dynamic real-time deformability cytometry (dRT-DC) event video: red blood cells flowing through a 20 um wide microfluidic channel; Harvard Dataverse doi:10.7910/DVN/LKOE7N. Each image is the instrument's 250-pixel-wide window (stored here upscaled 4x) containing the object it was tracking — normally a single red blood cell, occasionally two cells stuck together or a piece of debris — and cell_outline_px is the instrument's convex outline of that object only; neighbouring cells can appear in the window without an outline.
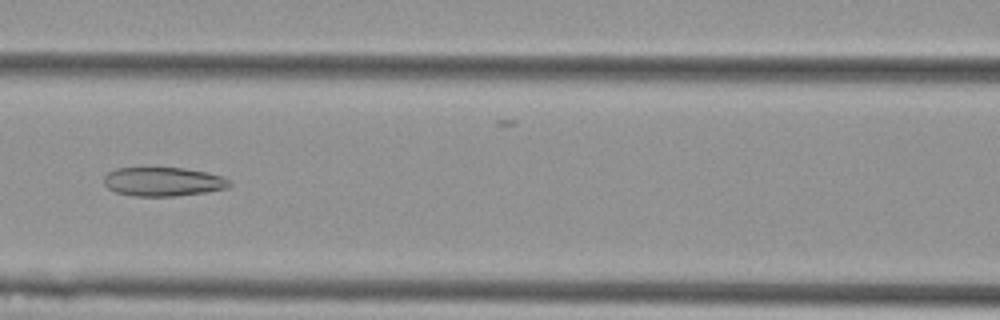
{"species": "Egyptian fruit bat (a non-hibernating species)", "species_latin": "Rousettus aegyptiacus", "temperature_condition": "cold", "stored_images_in_passage": 7, "camera_frame_rate_fps": 3000, "um_per_image_px": 0.085, "animal": {"sex": "female"}, "frame": {"image": 1, "passage_image": 7, "time_ms": 2.0, "image_size_px": [1000, 320], "cell_outline_px": [[232, 184], [228, 188], [204, 192], [176, 196], [132, 196], [116, 192], [108, 188], [104, 184], [104, 176], [108, 172], [116, 168], [184, 168], [208, 172], [224, 176]], "centroid_in_image_um": [13.88, 15.44], "position_along_channel_um": 152.7, "area_um2": 21.27}}